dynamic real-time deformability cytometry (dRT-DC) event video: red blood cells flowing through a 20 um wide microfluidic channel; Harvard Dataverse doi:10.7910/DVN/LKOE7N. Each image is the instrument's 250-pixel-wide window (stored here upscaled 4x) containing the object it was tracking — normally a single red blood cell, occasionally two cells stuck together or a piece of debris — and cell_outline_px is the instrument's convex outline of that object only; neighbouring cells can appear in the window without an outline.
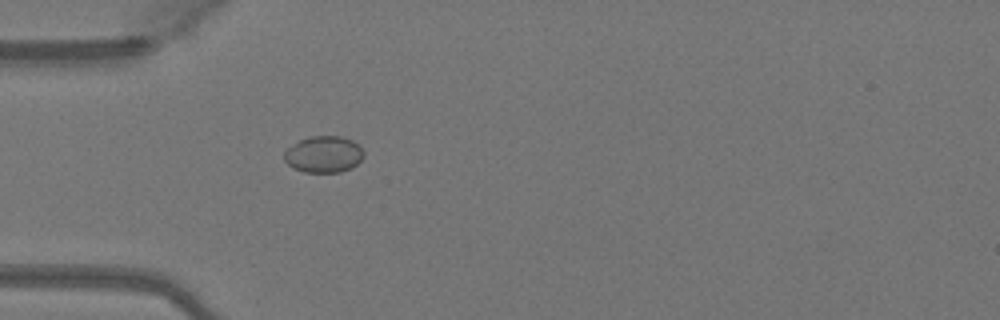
{"species": "Egyptian fruit bat (a non-hibernating species)", "species_latin": "Rousettus aegyptiacus", "temperature_condition": "warm", "stored_images_in_passage": 35, "camera_frame_rate_fps": 3000, "um_per_image_px": 0.085, "animal": {"sex": "female"}, "frame": {"image": 1, "passage_image": 1, "time_ms": 0.0, "image_size_px": [1000, 320], "cell_outline_px": [[364, 156], [352, 168], [340, 172], [304, 172], [292, 168], [284, 160], [284, 152], [288, 148], [300, 140], [308, 136], [340, 136], [352, 140], [360, 144], [364, 152]], "centroid_in_image_um": [27.53, 13.12], "position_along_channel_um": 57.5, "area_um2": 17.05}}
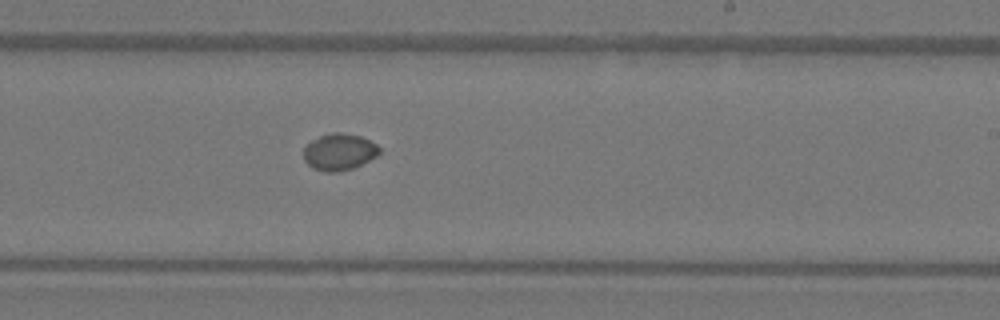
{"frame": {"image": 2, "passage_image": 16, "time_ms": 5.0, "image_size_px": [1000, 320], "cell_outline_px": [[380, 152], [376, 156], [352, 168], [336, 172], [324, 172], [312, 168], [304, 160], [304, 148], [312, 140], [320, 136], [332, 132], [340, 132], [360, 136], [376, 144], [380, 148]], "centroid_in_image_um": [28.81, 12.91], "position_along_channel_um": 260.2, "area_um2": 16.01}}
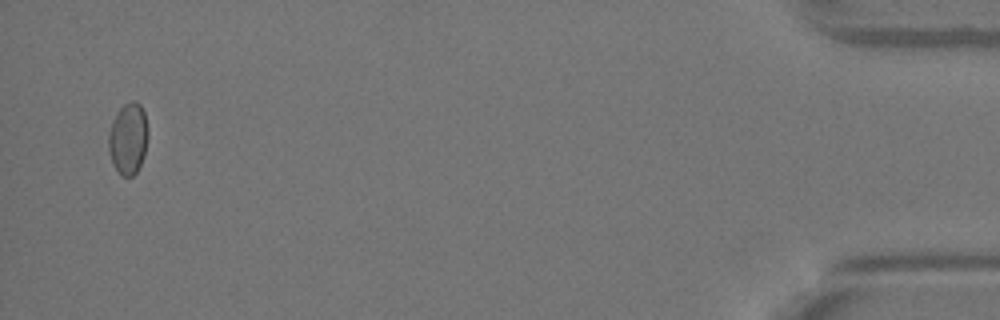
{"frame": {"image": 3, "passage_image": 34, "time_ms": 11.0, "image_size_px": [1000, 320], "cell_outline_px": [[148, 136], [144, 156], [136, 172], [132, 176], [120, 176], [116, 172], [112, 164], [108, 152], [108, 132], [112, 120], [120, 108], [124, 104], [132, 100], [136, 100], [140, 104], [144, 112], [148, 128]], "centroid_in_image_um": [10.87, 11.79], "position_along_channel_um": 424.3, "area_um2": 16.82}}